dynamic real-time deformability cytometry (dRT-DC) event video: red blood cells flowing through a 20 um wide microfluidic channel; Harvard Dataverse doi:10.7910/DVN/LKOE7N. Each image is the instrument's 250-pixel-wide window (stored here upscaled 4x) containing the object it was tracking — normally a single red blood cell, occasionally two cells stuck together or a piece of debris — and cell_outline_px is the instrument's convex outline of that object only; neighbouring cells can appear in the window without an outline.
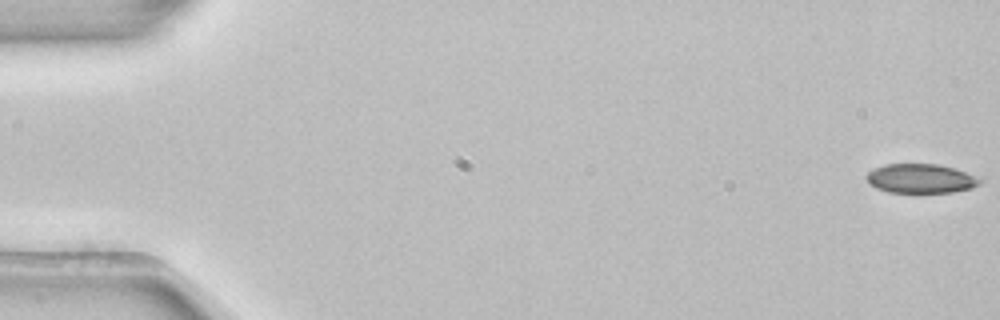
{"species": "common noctule bat (a hibernating species)", "species_latin": "Nyctalus noctula", "temperature_condition": "room temperature", "stored_images_in_passage": 4, "camera_frame_rate_fps": 3000, "um_per_image_px": 0.085, "animal": {"sex": "female", "body_mass_g": 22.7, "forearm_length_mm": 54.2}, "frame": {"image": 1, "passage_image": 1, "time_ms": 0.0, "image_size_px": [1000, 320], "cell_outline_px": [[984, 180], [980, 184], [972, 188], [952, 192], [888, 192], [876, 188], [868, 184], [864, 176], [868, 172], [884, 164], [936, 164], [956, 168]], "centroid_in_image_um": [78.25, 15.17], "position_along_channel_um": 6.8, "area_um2": 19.42}}
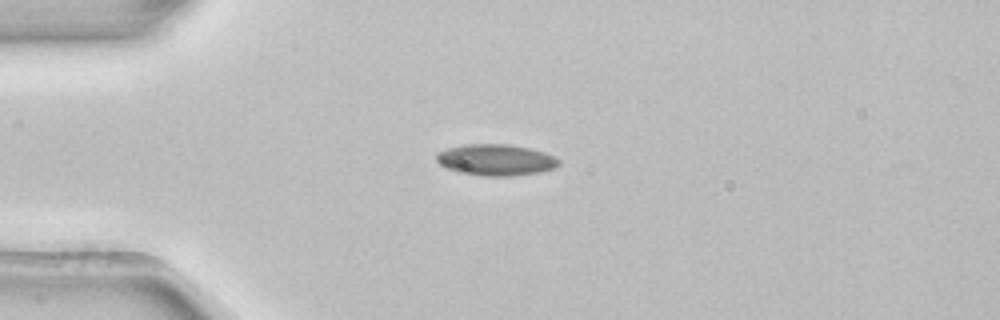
{"frame": {"image": 2, "passage_image": 3, "time_ms": 0.667, "image_size_px": [1000, 320], "cell_outline_px": [[560, 164], [556, 168], [540, 172], [508, 176], [484, 176], [456, 172], [444, 168], [436, 160], [436, 152], [448, 148], [464, 144], [508, 144], [528, 148], [544, 152], [560, 160]], "centroid_in_image_um": [42.11, 13.59], "position_along_channel_um": 42.9, "area_um2": 22.48}}